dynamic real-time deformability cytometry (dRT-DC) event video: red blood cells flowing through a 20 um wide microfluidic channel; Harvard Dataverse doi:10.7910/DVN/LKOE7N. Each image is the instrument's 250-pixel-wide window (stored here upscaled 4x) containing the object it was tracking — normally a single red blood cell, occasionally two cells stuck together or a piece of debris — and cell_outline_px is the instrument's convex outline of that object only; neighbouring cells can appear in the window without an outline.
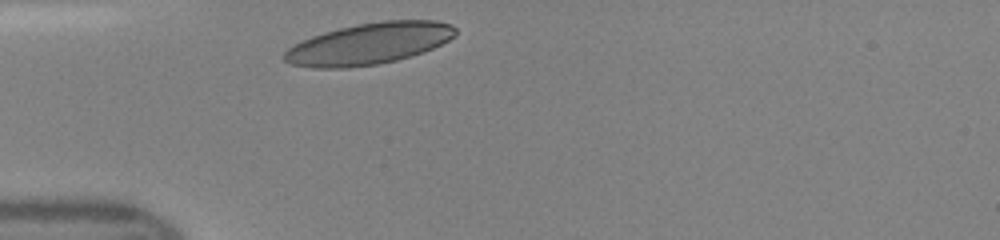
{"species": "human", "species_latin": "Homo sapiens", "temperature_condition": "room temperature", "stored_images_in_passage": 34, "camera_frame_rate_fps": 3000, "um_per_image_px": 0.085, "donor": {"sex": "female"}, "frame": {"image": 1, "passage_image": 1, "time_ms": 0.0, "image_size_px": [1000, 240], "cell_outline_px": [[456, 36], [432, 48], [396, 60], [376, 64], [344, 68], [312, 68], [292, 64], [284, 60], [280, 56], [288, 48], [312, 36], [324, 32], [356, 24], [384, 20], [436, 20], [452, 24], [456, 28]], "centroid_in_image_um": [31.36, 3.7], "position_along_channel_um": 53.6, "area_um2": 41.1}}
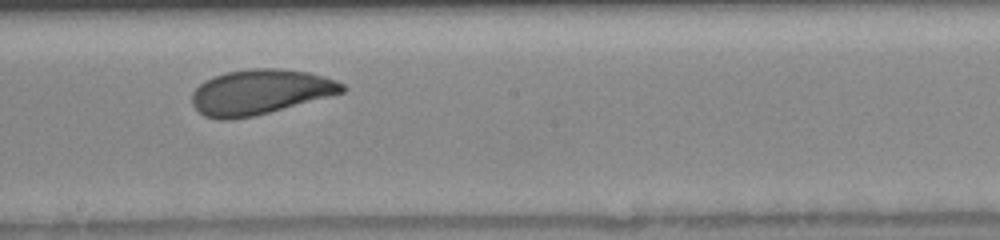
{"frame": {"image": 2, "passage_image": 14, "time_ms": 4.333, "image_size_px": [1000, 240], "cell_outline_px": [[348, 88], [344, 92], [332, 96], [256, 116], [232, 120], [216, 120], [204, 116], [192, 104], [192, 92], [204, 80], [224, 72], [252, 68], [276, 68], [308, 72], [324, 76], [336, 80], [344, 84]], "centroid_in_image_um": [22.12, 7.83], "position_along_channel_um": 226.1, "area_um2": 39.94}}
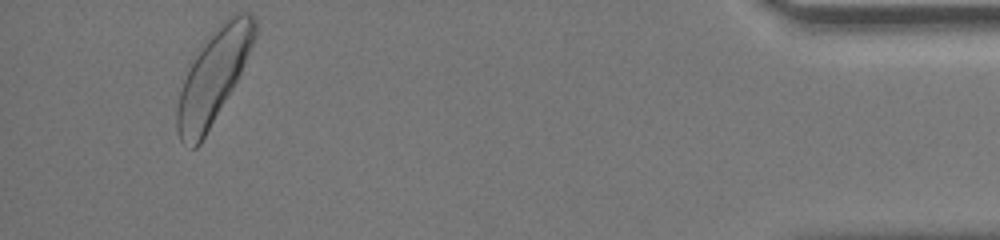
{"frame": {"image": 3, "passage_image": 32, "time_ms": 10.333, "image_size_px": [1000, 240], "cell_outline_px": [[256, 36], [240, 72], [232, 88], [200, 144], [196, 148], [192, 148], [180, 140], [176, 128], [176, 108], [180, 92], [192, 56], [196, 48], [232, 12], [248, 12], [256, 16]], "centroid_in_image_um": [18.12, 6.43], "position_along_channel_um": 417.1, "area_um2": 41.73}}